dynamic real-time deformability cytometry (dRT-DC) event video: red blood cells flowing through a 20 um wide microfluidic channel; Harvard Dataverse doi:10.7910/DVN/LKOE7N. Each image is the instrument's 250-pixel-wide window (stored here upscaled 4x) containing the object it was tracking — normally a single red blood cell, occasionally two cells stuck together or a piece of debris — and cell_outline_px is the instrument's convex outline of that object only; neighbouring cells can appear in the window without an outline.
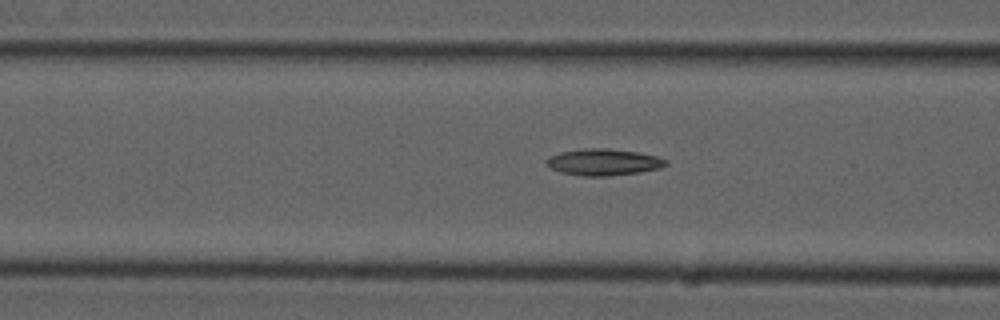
{"species": "common noctule bat (a hibernating species)", "species_latin": "Nyctalus noctula", "temperature_condition": "cold", "stored_images_in_passage": 43, "camera_frame_rate_fps": 3000, "um_per_image_px": 0.085, "animal": {"sex": "male", "forearm_length_mm": 52.5}, "frame": {"image": 1, "passage_image": 21, "time_ms": 6.667, "image_size_px": [1000, 320], "cell_outline_px": [[668, 164], [660, 168], [640, 172], [608, 176], [580, 176], [560, 172], [544, 164], [544, 160], [560, 152], [584, 148], [608, 148], [636, 152], [656, 156], [668, 160]], "centroid_in_image_um": [51.28, 13.78], "position_along_channel_um": 115.3, "area_um2": 18.55}}
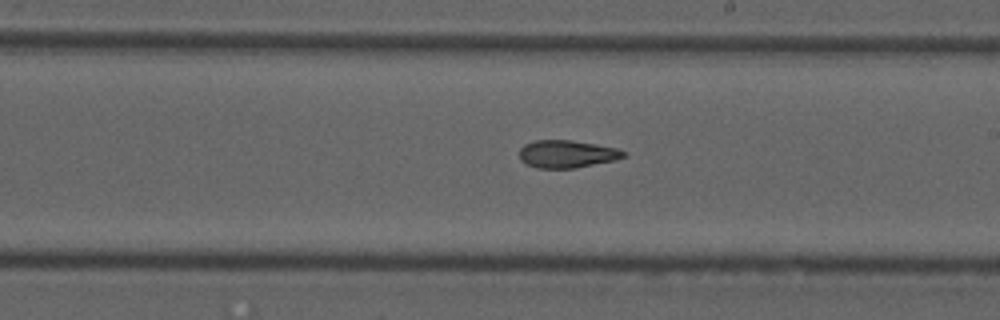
{"frame": {"image": 2, "passage_image": 31, "time_ms": 10.0, "image_size_px": [1000, 320], "cell_outline_px": [[628, 156], [612, 160], [576, 168], [536, 168], [524, 164], [520, 160], [520, 148], [524, 144], [536, 140], [568, 140], [616, 148], [628, 152]], "centroid_in_image_um": [48.15, 13.1], "position_along_channel_um": 240.8, "area_um2": 16.7}}
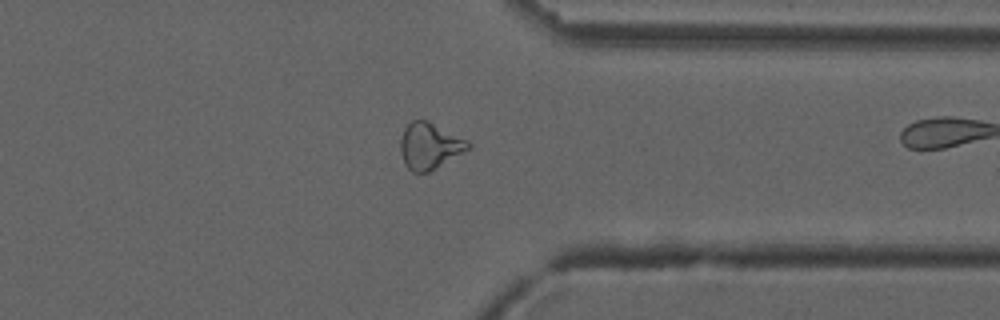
{"frame": {"image": 3, "passage_image": 42, "time_ms": 13.667, "image_size_px": [1000, 320], "cell_outline_px": [[472, 148], [428, 172], [412, 172], [404, 164], [400, 152], [400, 140], [404, 128], [412, 120], [428, 120], [468, 140], [472, 144]], "centroid_in_image_um": [36.53, 12.39], "position_along_channel_um": 374.9, "area_um2": 18.44}}